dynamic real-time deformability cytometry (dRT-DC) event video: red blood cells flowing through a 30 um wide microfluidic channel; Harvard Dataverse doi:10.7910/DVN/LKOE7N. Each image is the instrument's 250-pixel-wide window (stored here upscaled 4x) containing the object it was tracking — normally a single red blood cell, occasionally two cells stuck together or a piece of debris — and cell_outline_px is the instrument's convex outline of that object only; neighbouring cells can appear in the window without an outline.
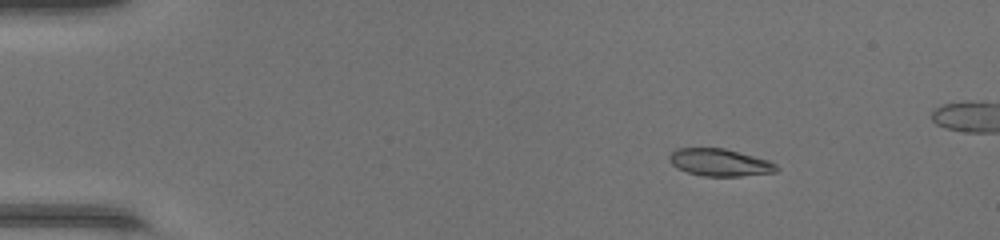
{"species": "common noctule bat (a hibernating species)", "species_latin": "Nyctalus noctula", "temperature_condition": "warm", "stored_images_in_passage": 47, "camera_frame_rate_fps": 3000, "um_per_image_px": 0.085, "animal": {"sex": "female", "body_mass_g": 17.0, "forearm_length_mm": 48.0}, "frame": {"image": 1, "passage_image": 8, "time_ms": 2.333, "image_size_px": [1000, 240], "cell_outline_px": [[780, 168], [776, 172], [740, 176], [704, 176], [688, 172], [676, 168], [668, 160], [668, 156], [676, 148], [724, 148], [768, 160], [776, 164]], "centroid_in_image_um": [61.16, 13.81], "position_along_channel_um": 23.8, "area_um2": 17.05}}
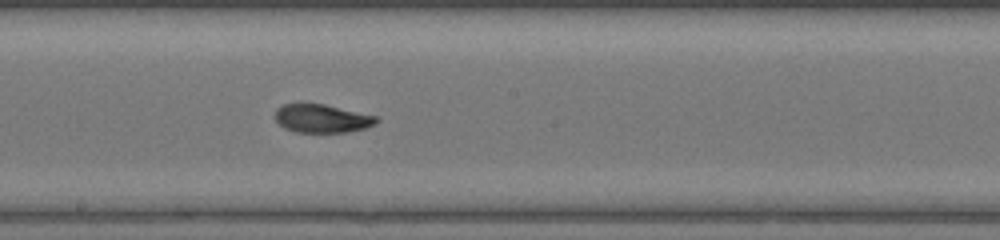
{"frame": {"image": 2, "passage_image": 28, "time_ms": 9.0, "image_size_px": [1000, 240], "cell_outline_px": [[380, 120], [376, 124], [364, 128], [344, 132], [296, 132], [284, 128], [272, 116], [276, 108], [284, 104], [300, 100], [304, 100], [324, 104], [376, 116]], "centroid_in_image_um": [27.27, 10.02], "position_along_channel_um": 220.9, "area_um2": 17.34}}
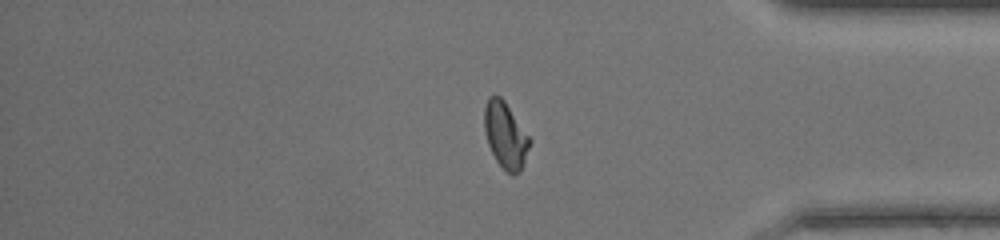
{"frame": {"image": 3, "passage_image": 41, "time_ms": 13.333, "image_size_px": [1000, 240], "cell_outline_px": [[532, 140], [524, 164], [520, 172], [512, 176], [496, 160], [488, 144], [484, 132], [484, 108], [488, 96], [500, 96], [504, 100]], "centroid_in_image_um": [42.97, 11.5], "position_along_channel_um": 392.2, "area_um2": 17.51}}